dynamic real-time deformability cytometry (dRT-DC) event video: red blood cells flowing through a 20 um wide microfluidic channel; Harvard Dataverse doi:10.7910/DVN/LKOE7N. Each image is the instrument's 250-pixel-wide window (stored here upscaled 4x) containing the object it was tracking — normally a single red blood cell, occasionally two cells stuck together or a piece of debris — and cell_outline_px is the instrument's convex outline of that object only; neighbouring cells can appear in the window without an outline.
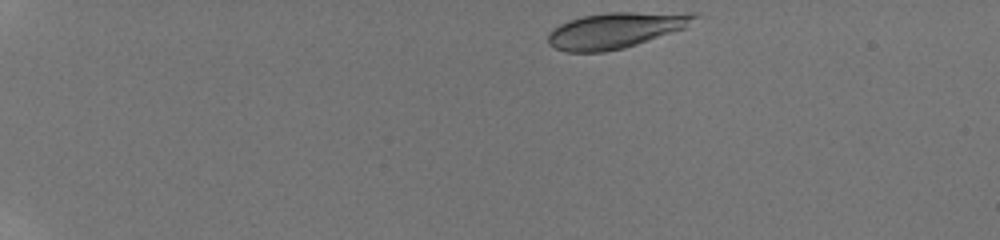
{"species": "human", "species_latin": "Homo sapiens", "temperature_condition": "room temperature", "stored_images_in_passage": 31, "camera_frame_rate_fps": 3000, "um_per_image_px": 0.085, "donor": {"sex": "male"}, "frame": {"image": 1, "passage_image": 1, "time_ms": 0.0, "image_size_px": [1000, 240], "cell_outline_px": [[700, 16], [688, 28], [624, 48], [604, 52], [564, 52], [548, 44], [548, 32], [560, 24], [568, 20], [584, 16], [608, 12], [700, 12]], "centroid_in_image_um": [52.42, 2.56], "position_along_channel_um": 32.6, "area_um2": 31.1}}
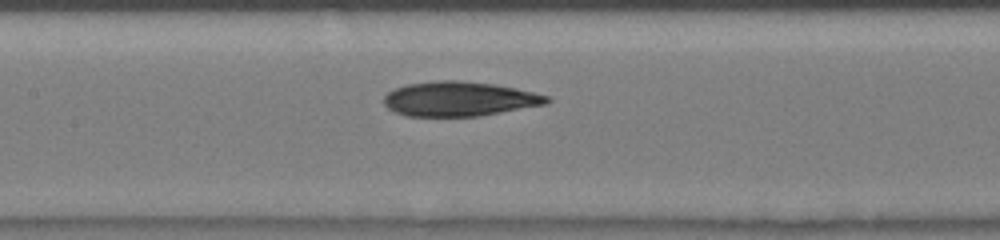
{"frame": {"image": 2, "passage_image": 15, "time_ms": 6.0, "image_size_px": [1000, 240], "cell_outline_px": [[552, 100], [548, 104], [480, 116], [408, 116], [396, 112], [388, 108], [384, 104], [384, 96], [388, 92], [396, 88], [408, 84], [436, 80], [456, 80], [492, 84], [516, 88], [548, 96]], "centroid_in_image_um": [39.06, 8.41], "position_along_channel_um": 168.3, "area_um2": 32.77}}
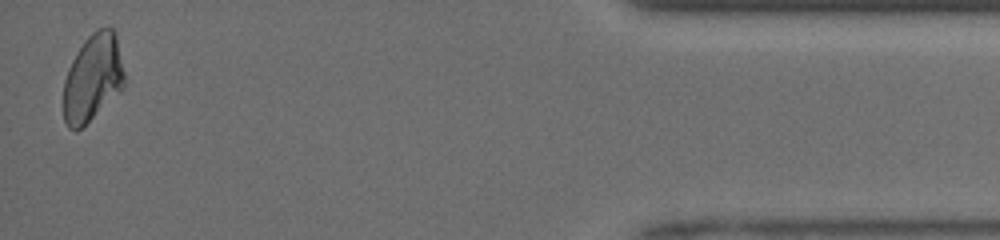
{"frame": {"image": 3, "passage_image": 31, "time_ms": 13.667, "image_size_px": [1000, 240], "cell_outline_px": [[124, 88], [120, 92], [76, 132], [68, 128], [64, 120], [64, 80], [68, 68], [72, 60], [84, 40], [96, 28], [112, 28], [116, 32], [124, 72]], "centroid_in_image_um": [7.89, 6.61], "position_along_channel_um": 427.3, "area_um2": 30.92}, "authors_computed_cell_mechanics": {"area_um2": 31.7322, "velocity_mm_per_s": 4.1402, "shape_relaxation_time_tau1_ms": 6.08, "shape_relaxation_time_tau2_ms": 3.161, "deformation_change_tau1": 0.1598, "deformation_change_tau2": 0.078}}